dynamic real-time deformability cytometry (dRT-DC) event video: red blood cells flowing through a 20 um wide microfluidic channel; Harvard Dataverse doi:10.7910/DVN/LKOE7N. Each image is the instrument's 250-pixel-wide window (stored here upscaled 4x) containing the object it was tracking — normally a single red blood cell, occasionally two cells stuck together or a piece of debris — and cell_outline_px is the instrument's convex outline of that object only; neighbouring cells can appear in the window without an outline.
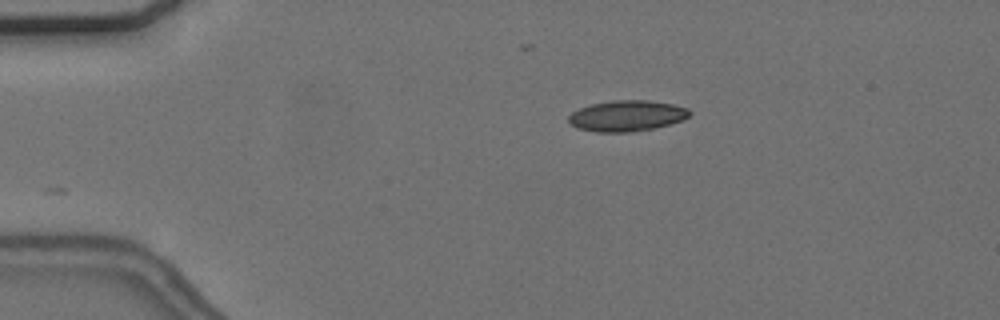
{"species": "common noctule bat (a hibernating species)", "species_latin": "Nyctalus noctula", "temperature_condition": "cold", "stored_images_in_passage": 5, "camera_frame_rate_fps": 3000, "um_per_image_px": 0.085, "animal": {"sex": "female", "body_mass_g": 24.6, "forearm_length_mm": 56.2}, "frame": {"image": 1, "passage_image": 1, "time_ms": 0.0, "image_size_px": [1000, 320], "cell_outline_px": [[692, 112], [684, 120], [672, 124], [632, 132], [596, 132], [580, 128], [572, 124], [568, 120], [568, 116], [572, 112], [580, 108], [592, 104], [612, 100], [648, 100], [672, 104], [688, 108]], "centroid_in_image_um": [53.32, 9.84], "position_along_channel_um": 31.7, "area_um2": 21.73}}